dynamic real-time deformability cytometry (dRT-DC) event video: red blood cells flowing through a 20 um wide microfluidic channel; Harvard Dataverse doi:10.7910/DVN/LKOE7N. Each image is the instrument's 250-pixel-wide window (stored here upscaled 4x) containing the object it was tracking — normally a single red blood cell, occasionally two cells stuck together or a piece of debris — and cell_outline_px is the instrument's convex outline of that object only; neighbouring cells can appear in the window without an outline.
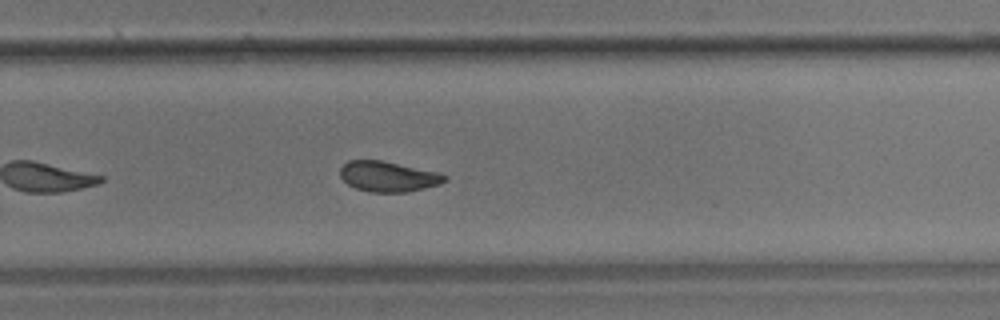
{"species": "common noctule bat (a hibernating species)", "species_latin": "Nyctalus noctula", "temperature_condition": "room temperature", "stored_images_in_passage": 27, "camera_frame_rate_fps": 3000, "um_per_image_px": 0.085, "animal": {"sex": "male", "body_mass_g": 17.9}, "frame": {"image": 1, "passage_image": 23, "time_ms": 7.333, "image_size_px": [1000, 320], "cell_outline_px": [[448, 180], [440, 184], [408, 192], [368, 192], [356, 188], [348, 184], [340, 176], [340, 168], [348, 160], [384, 160], [440, 172], [448, 176]], "centroid_in_image_um": [33.03, 14.99], "position_along_channel_um": 296.8, "area_um2": 18.79}}